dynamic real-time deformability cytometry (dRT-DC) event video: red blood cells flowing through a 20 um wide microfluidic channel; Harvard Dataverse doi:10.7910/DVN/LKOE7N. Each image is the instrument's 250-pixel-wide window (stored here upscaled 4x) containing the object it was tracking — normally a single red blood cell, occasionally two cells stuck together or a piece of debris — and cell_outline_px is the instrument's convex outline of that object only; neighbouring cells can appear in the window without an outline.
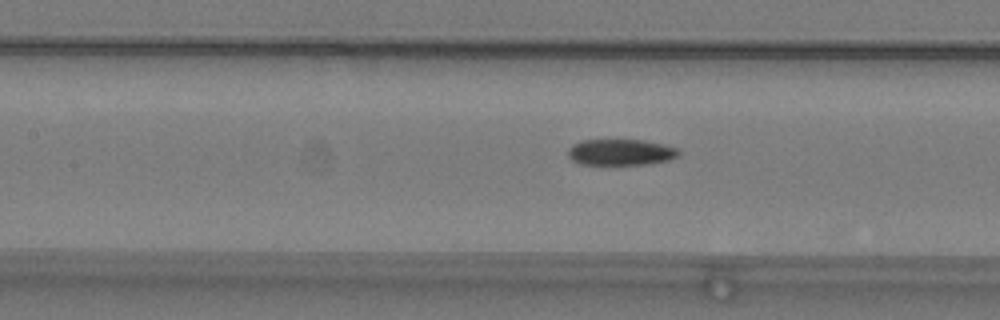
{"species": "common noctule bat (a hibernating species)", "species_latin": "Nyctalus noctula", "temperature_condition": "warm", "stored_images_in_passage": 38, "camera_frame_rate_fps": 3000, "um_per_image_px": 0.085, "animal": {"sex": "male", "body_mass_g": 19.2, "forearm_length_mm": 51.8}, "frame": {"image": 1, "passage_image": 8, "time_ms": 2.333, "image_size_px": [1000, 320], "cell_outline_px": [[680, 156], [668, 160], [644, 164], [580, 164], [572, 160], [568, 156], [568, 148], [572, 144], [580, 140], [644, 140], [664, 144], [676, 148], [680, 152]], "centroid_in_image_um": [52.75, 12.93], "position_along_channel_um": 154.7, "area_um2": 16.88}}
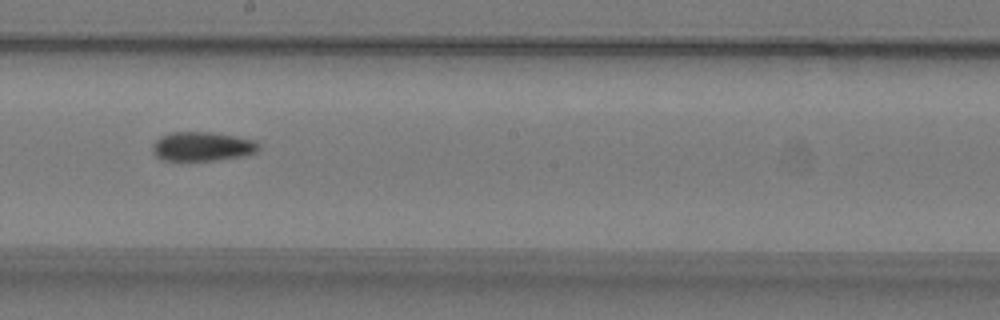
{"frame": {"image": 2, "passage_image": 14, "time_ms": 4.333, "image_size_px": [1000, 320], "cell_outline_px": [[260, 148], [256, 152], [244, 156], [216, 160], [160, 160], [152, 152], [152, 144], [160, 136], [172, 132], [212, 132], [236, 136], [256, 140], [260, 144]], "centroid_in_image_um": [17.2, 12.44], "position_along_channel_um": 231.0, "area_um2": 18.26}}
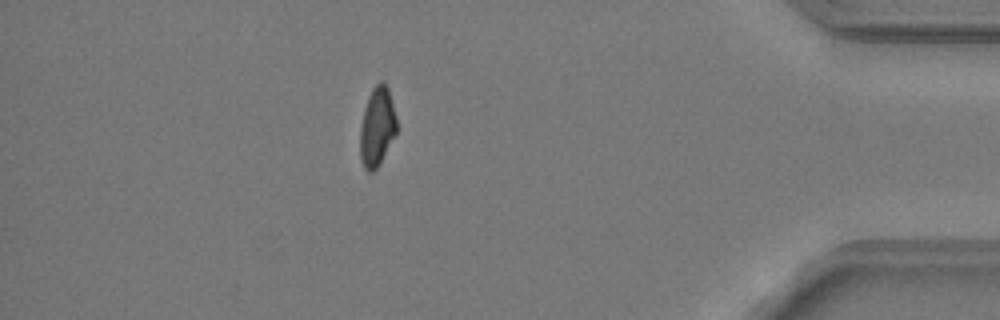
{"frame": {"image": 3, "passage_image": 31, "time_ms": 10.0, "image_size_px": [1000, 320], "cell_outline_px": [[396, 132], [380, 164], [372, 172], [368, 172], [364, 168], [360, 160], [360, 128], [364, 108], [368, 96], [372, 88], [380, 80], [384, 80], [388, 88], [396, 116]], "centroid_in_image_um": [32.04, 10.77], "position_along_channel_um": 403.2, "area_um2": 16.94}}